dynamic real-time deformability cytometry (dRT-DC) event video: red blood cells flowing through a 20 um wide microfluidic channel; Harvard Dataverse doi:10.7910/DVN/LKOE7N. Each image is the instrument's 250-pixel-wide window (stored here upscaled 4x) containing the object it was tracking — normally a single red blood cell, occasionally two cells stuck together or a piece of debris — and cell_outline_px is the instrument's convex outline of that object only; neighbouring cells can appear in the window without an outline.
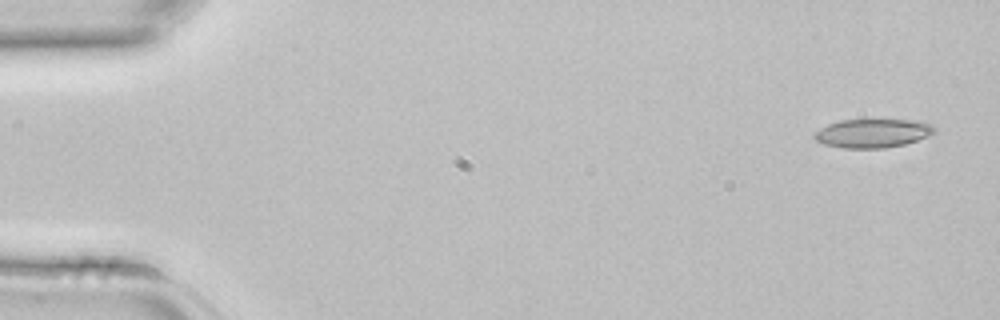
{"species": "common noctule bat (a hibernating species)", "species_latin": "Nyctalus noctula", "temperature_condition": "room temperature", "stored_images_in_passage": 5, "camera_frame_rate_fps": 3000, "um_per_image_px": 0.085, "animal": {"sex": "female", "body_mass_g": 22.7, "forearm_length_mm": 54.2}, "frame": {"image": 1, "passage_image": 5, "time_ms": 1.333, "image_size_px": [1000, 320], "cell_outline_px": [[936, 132], [928, 136], [904, 144], [884, 148], [840, 148], [824, 144], [816, 140], [812, 136], [820, 128], [828, 124], [840, 120], [920, 120], [932, 124], [936, 128]], "centroid_in_image_um": [74.19, 11.32], "position_along_channel_um": 10.8, "area_um2": 20.17}}